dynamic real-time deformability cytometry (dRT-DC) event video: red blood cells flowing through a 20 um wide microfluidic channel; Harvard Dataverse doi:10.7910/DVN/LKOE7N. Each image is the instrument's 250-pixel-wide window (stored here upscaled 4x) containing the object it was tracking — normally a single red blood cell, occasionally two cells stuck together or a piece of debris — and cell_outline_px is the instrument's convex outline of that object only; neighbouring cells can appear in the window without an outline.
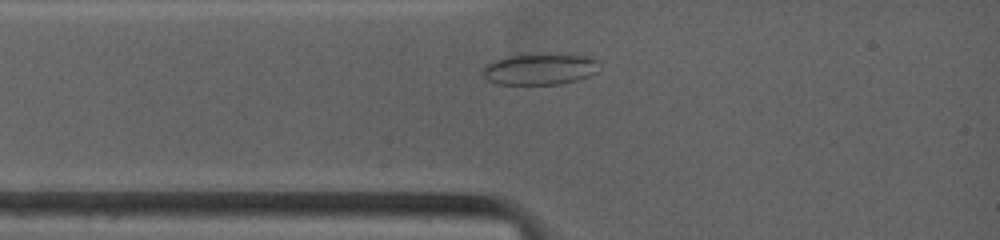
{"species": "common noctule bat (a hibernating species)", "species_latin": "Nyctalus noctula", "temperature_condition": "warm", "stored_images_in_passage": 25, "camera_frame_rate_fps": 4500, "um_per_image_px": 0.085, "animal": {"sex": "female", "body_mass_g": 19.0, "forearm_length_mm": 53.3}, "frame": {"image": 1, "passage_image": 4, "time_ms": 1.333, "image_size_px": [1000, 240], "cell_outline_px": [[596, 72], [588, 76], [576, 80], [560, 84], [496, 84], [488, 80], [480, 72], [488, 64], [496, 60], [508, 56], [544, 52], [564, 52], [592, 56], [596, 60]], "centroid_in_image_um": [45.91, 5.83], "position_along_channel_um": 39.1, "area_um2": 21.79}}
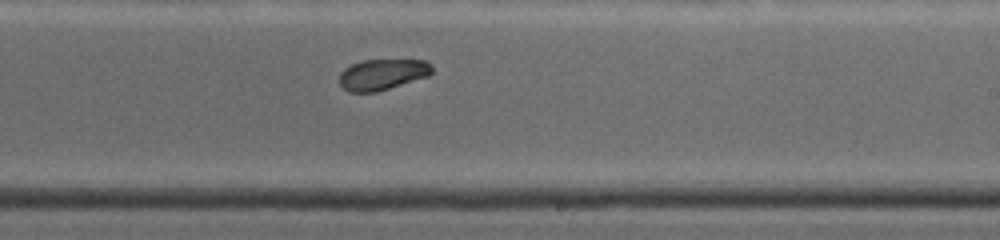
{"frame": {"image": 2, "passage_image": 17, "time_ms": 6.889, "image_size_px": [1000, 240], "cell_outline_px": [[432, 72], [428, 76], [376, 92], [348, 92], [340, 84], [340, 72], [344, 68], [352, 64], [364, 60], [424, 60], [432, 64]], "centroid_in_image_um": [32.5, 6.32], "position_along_channel_um": 256.5, "area_um2": 16.59}}
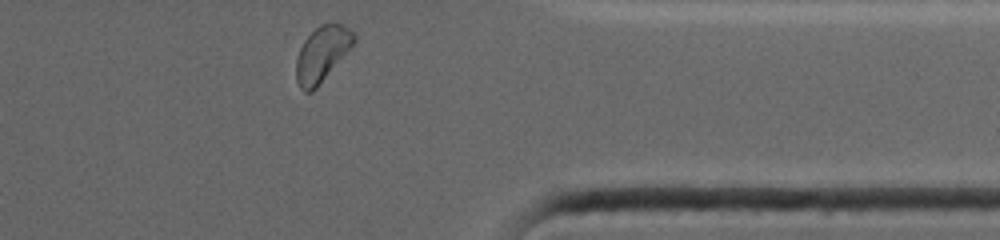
{"frame": {"image": 3, "passage_image": 25, "time_ms": 10.444, "image_size_px": [1000, 240], "cell_outline_px": [[356, 40], [316, 88], [312, 92], [304, 92], [300, 88], [296, 80], [296, 60], [300, 48], [304, 40], [320, 24], [344, 24], [356, 36]], "centroid_in_image_um": [27.34, 4.59], "position_along_channel_um": 384.1, "area_um2": 18.15}}